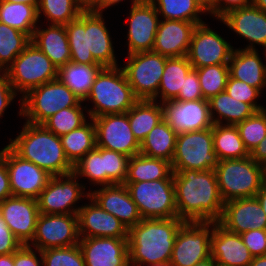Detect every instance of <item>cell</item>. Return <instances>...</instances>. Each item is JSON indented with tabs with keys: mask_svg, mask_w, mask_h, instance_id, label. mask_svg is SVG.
<instances>
[{
	"mask_svg": "<svg viewBox=\"0 0 266 266\" xmlns=\"http://www.w3.org/2000/svg\"><path fill=\"white\" fill-rule=\"evenodd\" d=\"M212 233L213 222H184L177 231L170 265L194 266L211 257Z\"/></svg>",
	"mask_w": 266,
	"mask_h": 266,
	"instance_id": "cell-11",
	"label": "cell"
},
{
	"mask_svg": "<svg viewBox=\"0 0 266 266\" xmlns=\"http://www.w3.org/2000/svg\"><path fill=\"white\" fill-rule=\"evenodd\" d=\"M249 266H266V255L253 257Z\"/></svg>",
	"mask_w": 266,
	"mask_h": 266,
	"instance_id": "cell-62",
	"label": "cell"
},
{
	"mask_svg": "<svg viewBox=\"0 0 266 266\" xmlns=\"http://www.w3.org/2000/svg\"><path fill=\"white\" fill-rule=\"evenodd\" d=\"M173 174L171 162L136 154L129 158L124 182H143L168 179Z\"/></svg>",
	"mask_w": 266,
	"mask_h": 266,
	"instance_id": "cell-32",
	"label": "cell"
},
{
	"mask_svg": "<svg viewBox=\"0 0 266 266\" xmlns=\"http://www.w3.org/2000/svg\"><path fill=\"white\" fill-rule=\"evenodd\" d=\"M244 147L250 154L253 149L266 137V109L256 111L236 125Z\"/></svg>",
	"mask_w": 266,
	"mask_h": 266,
	"instance_id": "cell-45",
	"label": "cell"
},
{
	"mask_svg": "<svg viewBox=\"0 0 266 266\" xmlns=\"http://www.w3.org/2000/svg\"><path fill=\"white\" fill-rule=\"evenodd\" d=\"M78 214H39L35 236L29 245L43 251L48 248L79 244Z\"/></svg>",
	"mask_w": 266,
	"mask_h": 266,
	"instance_id": "cell-14",
	"label": "cell"
},
{
	"mask_svg": "<svg viewBox=\"0 0 266 266\" xmlns=\"http://www.w3.org/2000/svg\"><path fill=\"white\" fill-rule=\"evenodd\" d=\"M130 128L139 144L163 120L162 104L153 100H138L128 111Z\"/></svg>",
	"mask_w": 266,
	"mask_h": 266,
	"instance_id": "cell-33",
	"label": "cell"
},
{
	"mask_svg": "<svg viewBox=\"0 0 266 266\" xmlns=\"http://www.w3.org/2000/svg\"><path fill=\"white\" fill-rule=\"evenodd\" d=\"M85 197L91 198L103 210L119 219L127 229L143 219L124 184L102 186L98 190L89 191Z\"/></svg>",
	"mask_w": 266,
	"mask_h": 266,
	"instance_id": "cell-23",
	"label": "cell"
},
{
	"mask_svg": "<svg viewBox=\"0 0 266 266\" xmlns=\"http://www.w3.org/2000/svg\"><path fill=\"white\" fill-rule=\"evenodd\" d=\"M194 266H218L215 260L212 257H209L208 259L196 263Z\"/></svg>",
	"mask_w": 266,
	"mask_h": 266,
	"instance_id": "cell-64",
	"label": "cell"
},
{
	"mask_svg": "<svg viewBox=\"0 0 266 266\" xmlns=\"http://www.w3.org/2000/svg\"><path fill=\"white\" fill-rule=\"evenodd\" d=\"M71 62L118 66L110 34L102 13L84 10L77 19L65 25Z\"/></svg>",
	"mask_w": 266,
	"mask_h": 266,
	"instance_id": "cell-2",
	"label": "cell"
},
{
	"mask_svg": "<svg viewBox=\"0 0 266 266\" xmlns=\"http://www.w3.org/2000/svg\"><path fill=\"white\" fill-rule=\"evenodd\" d=\"M5 163L12 196L37 199L52 177L46 170L22 159L8 145L5 146Z\"/></svg>",
	"mask_w": 266,
	"mask_h": 266,
	"instance_id": "cell-16",
	"label": "cell"
},
{
	"mask_svg": "<svg viewBox=\"0 0 266 266\" xmlns=\"http://www.w3.org/2000/svg\"><path fill=\"white\" fill-rule=\"evenodd\" d=\"M225 91L234 99L250 104L256 111L266 109L256 102V98L259 97L261 92L257 88L249 86L246 82L229 76Z\"/></svg>",
	"mask_w": 266,
	"mask_h": 266,
	"instance_id": "cell-48",
	"label": "cell"
},
{
	"mask_svg": "<svg viewBox=\"0 0 266 266\" xmlns=\"http://www.w3.org/2000/svg\"><path fill=\"white\" fill-rule=\"evenodd\" d=\"M103 68L100 64L67 62L58 68L57 78L66 85L81 102L86 101L96 76Z\"/></svg>",
	"mask_w": 266,
	"mask_h": 266,
	"instance_id": "cell-30",
	"label": "cell"
},
{
	"mask_svg": "<svg viewBox=\"0 0 266 266\" xmlns=\"http://www.w3.org/2000/svg\"><path fill=\"white\" fill-rule=\"evenodd\" d=\"M79 237L128 238L127 227L90 198L78 212Z\"/></svg>",
	"mask_w": 266,
	"mask_h": 266,
	"instance_id": "cell-25",
	"label": "cell"
},
{
	"mask_svg": "<svg viewBox=\"0 0 266 266\" xmlns=\"http://www.w3.org/2000/svg\"><path fill=\"white\" fill-rule=\"evenodd\" d=\"M0 266H14V253L0 255Z\"/></svg>",
	"mask_w": 266,
	"mask_h": 266,
	"instance_id": "cell-61",
	"label": "cell"
},
{
	"mask_svg": "<svg viewBox=\"0 0 266 266\" xmlns=\"http://www.w3.org/2000/svg\"><path fill=\"white\" fill-rule=\"evenodd\" d=\"M204 99L196 69H191L185 77L183 89L175 98L177 101H194Z\"/></svg>",
	"mask_w": 266,
	"mask_h": 266,
	"instance_id": "cell-50",
	"label": "cell"
},
{
	"mask_svg": "<svg viewBox=\"0 0 266 266\" xmlns=\"http://www.w3.org/2000/svg\"><path fill=\"white\" fill-rule=\"evenodd\" d=\"M161 104L163 119L177 135L209 129L213 126L208 100L177 101L173 99Z\"/></svg>",
	"mask_w": 266,
	"mask_h": 266,
	"instance_id": "cell-18",
	"label": "cell"
},
{
	"mask_svg": "<svg viewBox=\"0 0 266 266\" xmlns=\"http://www.w3.org/2000/svg\"><path fill=\"white\" fill-rule=\"evenodd\" d=\"M228 67L230 77L246 82L260 92L266 87V64H263L257 49L233 50Z\"/></svg>",
	"mask_w": 266,
	"mask_h": 266,
	"instance_id": "cell-28",
	"label": "cell"
},
{
	"mask_svg": "<svg viewBox=\"0 0 266 266\" xmlns=\"http://www.w3.org/2000/svg\"><path fill=\"white\" fill-rule=\"evenodd\" d=\"M5 72L16 93L24 96L33 88L57 79L58 68L30 42Z\"/></svg>",
	"mask_w": 266,
	"mask_h": 266,
	"instance_id": "cell-8",
	"label": "cell"
},
{
	"mask_svg": "<svg viewBox=\"0 0 266 266\" xmlns=\"http://www.w3.org/2000/svg\"><path fill=\"white\" fill-rule=\"evenodd\" d=\"M164 20L205 23L199 14L206 13L195 0H149ZM199 13V14H198Z\"/></svg>",
	"mask_w": 266,
	"mask_h": 266,
	"instance_id": "cell-39",
	"label": "cell"
},
{
	"mask_svg": "<svg viewBox=\"0 0 266 266\" xmlns=\"http://www.w3.org/2000/svg\"><path fill=\"white\" fill-rule=\"evenodd\" d=\"M210 250L218 266H249L253 260L240 234L226 230L218 222H213Z\"/></svg>",
	"mask_w": 266,
	"mask_h": 266,
	"instance_id": "cell-27",
	"label": "cell"
},
{
	"mask_svg": "<svg viewBox=\"0 0 266 266\" xmlns=\"http://www.w3.org/2000/svg\"><path fill=\"white\" fill-rule=\"evenodd\" d=\"M86 100L94 103V108L87 110L89 118H94L126 113L139 99L129 85L123 68L115 66L100 70Z\"/></svg>",
	"mask_w": 266,
	"mask_h": 266,
	"instance_id": "cell-5",
	"label": "cell"
},
{
	"mask_svg": "<svg viewBox=\"0 0 266 266\" xmlns=\"http://www.w3.org/2000/svg\"><path fill=\"white\" fill-rule=\"evenodd\" d=\"M240 236L253 257L266 255V229L248 230Z\"/></svg>",
	"mask_w": 266,
	"mask_h": 266,
	"instance_id": "cell-49",
	"label": "cell"
},
{
	"mask_svg": "<svg viewBox=\"0 0 266 266\" xmlns=\"http://www.w3.org/2000/svg\"><path fill=\"white\" fill-rule=\"evenodd\" d=\"M81 106L82 104L80 103L78 106L61 109L42 125L59 137L65 135L88 122L83 113L86 106L84 108Z\"/></svg>",
	"mask_w": 266,
	"mask_h": 266,
	"instance_id": "cell-43",
	"label": "cell"
},
{
	"mask_svg": "<svg viewBox=\"0 0 266 266\" xmlns=\"http://www.w3.org/2000/svg\"><path fill=\"white\" fill-rule=\"evenodd\" d=\"M31 42V38L0 22V71H5Z\"/></svg>",
	"mask_w": 266,
	"mask_h": 266,
	"instance_id": "cell-40",
	"label": "cell"
},
{
	"mask_svg": "<svg viewBox=\"0 0 266 266\" xmlns=\"http://www.w3.org/2000/svg\"><path fill=\"white\" fill-rule=\"evenodd\" d=\"M85 123L81 127L60 136L65 155L74 166L86 153L96 148V130L94 122Z\"/></svg>",
	"mask_w": 266,
	"mask_h": 266,
	"instance_id": "cell-37",
	"label": "cell"
},
{
	"mask_svg": "<svg viewBox=\"0 0 266 266\" xmlns=\"http://www.w3.org/2000/svg\"><path fill=\"white\" fill-rule=\"evenodd\" d=\"M213 146L219 160L240 159L249 156L238 128L233 125L213 124Z\"/></svg>",
	"mask_w": 266,
	"mask_h": 266,
	"instance_id": "cell-38",
	"label": "cell"
},
{
	"mask_svg": "<svg viewBox=\"0 0 266 266\" xmlns=\"http://www.w3.org/2000/svg\"><path fill=\"white\" fill-rule=\"evenodd\" d=\"M197 25L182 20H160L152 51L167 58L187 56Z\"/></svg>",
	"mask_w": 266,
	"mask_h": 266,
	"instance_id": "cell-26",
	"label": "cell"
},
{
	"mask_svg": "<svg viewBox=\"0 0 266 266\" xmlns=\"http://www.w3.org/2000/svg\"><path fill=\"white\" fill-rule=\"evenodd\" d=\"M252 4L266 12V0H252Z\"/></svg>",
	"mask_w": 266,
	"mask_h": 266,
	"instance_id": "cell-65",
	"label": "cell"
},
{
	"mask_svg": "<svg viewBox=\"0 0 266 266\" xmlns=\"http://www.w3.org/2000/svg\"><path fill=\"white\" fill-rule=\"evenodd\" d=\"M77 177H87L94 185L105 186L103 148L96 147L82 157L73 167Z\"/></svg>",
	"mask_w": 266,
	"mask_h": 266,
	"instance_id": "cell-44",
	"label": "cell"
},
{
	"mask_svg": "<svg viewBox=\"0 0 266 266\" xmlns=\"http://www.w3.org/2000/svg\"><path fill=\"white\" fill-rule=\"evenodd\" d=\"M128 29V55L152 51L159 25V14L149 0L131 6Z\"/></svg>",
	"mask_w": 266,
	"mask_h": 266,
	"instance_id": "cell-20",
	"label": "cell"
},
{
	"mask_svg": "<svg viewBox=\"0 0 266 266\" xmlns=\"http://www.w3.org/2000/svg\"><path fill=\"white\" fill-rule=\"evenodd\" d=\"M38 9L25 3L0 0V22L32 38L38 22Z\"/></svg>",
	"mask_w": 266,
	"mask_h": 266,
	"instance_id": "cell-36",
	"label": "cell"
},
{
	"mask_svg": "<svg viewBox=\"0 0 266 266\" xmlns=\"http://www.w3.org/2000/svg\"><path fill=\"white\" fill-rule=\"evenodd\" d=\"M166 60L167 57L153 51L128 55L122 68L139 100H152L157 95Z\"/></svg>",
	"mask_w": 266,
	"mask_h": 266,
	"instance_id": "cell-12",
	"label": "cell"
},
{
	"mask_svg": "<svg viewBox=\"0 0 266 266\" xmlns=\"http://www.w3.org/2000/svg\"><path fill=\"white\" fill-rule=\"evenodd\" d=\"M41 255L42 266H85L79 244L69 247L48 248L41 251Z\"/></svg>",
	"mask_w": 266,
	"mask_h": 266,
	"instance_id": "cell-46",
	"label": "cell"
},
{
	"mask_svg": "<svg viewBox=\"0 0 266 266\" xmlns=\"http://www.w3.org/2000/svg\"><path fill=\"white\" fill-rule=\"evenodd\" d=\"M177 133L163 119L140 144V154L172 162Z\"/></svg>",
	"mask_w": 266,
	"mask_h": 266,
	"instance_id": "cell-34",
	"label": "cell"
},
{
	"mask_svg": "<svg viewBox=\"0 0 266 266\" xmlns=\"http://www.w3.org/2000/svg\"><path fill=\"white\" fill-rule=\"evenodd\" d=\"M249 156L266 168V137L253 149Z\"/></svg>",
	"mask_w": 266,
	"mask_h": 266,
	"instance_id": "cell-56",
	"label": "cell"
},
{
	"mask_svg": "<svg viewBox=\"0 0 266 266\" xmlns=\"http://www.w3.org/2000/svg\"><path fill=\"white\" fill-rule=\"evenodd\" d=\"M12 196L9 174L5 163V147L0 151V202Z\"/></svg>",
	"mask_w": 266,
	"mask_h": 266,
	"instance_id": "cell-55",
	"label": "cell"
},
{
	"mask_svg": "<svg viewBox=\"0 0 266 266\" xmlns=\"http://www.w3.org/2000/svg\"><path fill=\"white\" fill-rule=\"evenodd\" d=\"M21 246V242L13 235L0 212V255L12 254Z\"/></svg>",
	"mask_w": 266,
	"mask_h": 266,
	"instance_id": "cell-51",
	"label": "cell"
},
{
	"mask_svg": "<svg viewBox=\"0 0 266 266\" xmlns=\"http://www.w3.org/2000/svg\"><path fill=\"white\" fill-rule=\"evenodd\" d=\"M8 146L22 159L30 161L52 176L73 172L60 137L47 130L43 125L26 122L15 139Z\"/></svg>",
	"mask_w": 266,
	"mask_h": 266,
	"instance_id": "cell-4",
	"label": "cell"
},
{
	"mask_svg": "<svg viewBox=\"0 0 266 266\" xmlns=\"http://www.w3.org/2000/svg\"><path fill=\"white\" fill-rule=\"evenodd\" d=\"M96 130V147L116 151L129 158L140 153V144L130 128L128 112L92 118Z\"/></svg>",
	"mask_w": 266,
	"mask_h": 266,
	"instance_id": "cell-15",
	"label": "cell"
},
{
	"mask_svg": "<svg viewBox=\"0 0 266 266\" xmlns=\"http://www.w3.org/2000/svg\"><path fill=\"white\" fill-rule=\"evenodd\" d=\"M255 197L260 202L262 209H263L264 213L266 214V181L263 183L262 187L257 192Z\"/></svg>",
	"mask_w": 266,
	"mask_h": 266,
	"instance_id": "cell-59",
	"label": "cell"
},
{
	"mask_svg": "<svg viewBox=\"0 0 266 266\" xmlns=\"http://www.w3.org/2000/svg\"><path fill=\"white\" fill-rule=\"evenodd\" d=\"M77 178L73 172L52 176L36 199L39 212L41 214H78L81 207L75 208L74 205L82 199V196L84 197L85 193L82 190H85V186L80 185Z\"/></svg>",
	"mask_w": 266,
	"mask_h": 266,
	"instance_id": "cell-13",
	"label": "cell"
},
{
	"mask_svg": "<svg viewBox=\"0 0 266 266\" xmlns=\"http://www.w3.org/2000/svg\"><path fill=\"white\" fill-rule=\"evenodd\" d=\"M183 223L178 217L151 218L128 229L130 266L170 263L177 231Z\"/></svg>",
	"mask_w": 266,
	"mask_h": 266,
	"instance_id": "cell-3",
	"label": "cell"
},
{
	"mask_svg": "<svg viewBox=\"0 0 266 266\" xmlns=\"http://www.w3.org/2000/svg\"><path fill=\"white\" fill-rule=\"evenodd\" d=\"M85 266H130L128 238H80Z\"/></svg>",
	"mask_w": 266,
	"mask_h": 266,
	"instance_id": "cell-22",
	"label": "cell"
},
{
	"mask_svg": "<svg viewBox=\"0 0 266 266\" xmlns=\"http://www.w3.org/2000/svg\"><path fill=\"white\" fill-rule=\"evenodd\" d=\"M191 69L187 56L167 58L157 95L152 100L157 101L158 97L162 102L175 99L183 89L185 77Z\"/></svg>",
	"mask_w": 266,
	"mask_h": 266,
	"instance_id": "cell-35",
	"label": "cell"
},
{
	"mask_svg": "<svg viewBox=\"0 0 266 266\" xmlns=\"http://www.w3.org/2000/svg\"><path fill=\"white\" fill-rule=\"evenodd\" d=\"M84 10L77 0H40L38 18L46 16L51 25H66L79 17Z\"/></svg>",
	"mask_w": 266,
	"mask_h": 266,
	"instance_id": "cell-41",
	"label": "cell"
},
{
	"mask_svg": "<svg viewBox=\"0 0 266 266\" xmlns=\"http://www.w3.org/2000/svg\"><path fill=\"white\" fill-rule=\"evenodd\" d=\"M0 212L13 235L22 245H29L35 236L40 214L37 200L10 196L0 202Z\"/></svg>",
	"mask_w": 266,
	"mask_h": 266,
	"instance_id": "cell-19",
	"label": "cell"
},
{
	"mask_svg": "<svg viewBox=\"0 0 266 266\" xmlns=\"http://www.w3.org/2000/svg\"><path fill=\"white\" fill-rule=\"evenodd\" d=\"M34 43L57 67L71 61V52L64 25H50L45 29L36 27L31 38Z\"/></svg>",
	"mask_w": 266,
	"mask_h": 266,
	"instance_id": "cell-29",
	"label": "cell"
},
{
	"mask_svg": "<svg viewBox=\"0 0 266 266\" xmlns=\"http://www.w3.org/2000/svg\"><path fill=\"white\" fill-rule=\"evenodd\" d=\"M102 0H77L83 10H93Z\"/></svg>",
	"mask_w": 266,
	"mask_h": 266,
	"instance_id": "cell-60",
	"label": "cell"
},
{
	"mask_svg": "<svg viewBox=\"0 0 266 266\" xmlns=\"http://www.w3.org/2000/svg\"><path fill=\"white\" fill-rule=\"evenodd\" d=\"M218 223L232 233L241 234L248 230L266 229V214L256 197L237 198L224 202Z\"/></svg>",
	"mask_w": 266,
	"mask_h": 266,
	"instance_id": "cell-21",
	"label": "cell"
},
{
	"mask_svg": "<svg viewBox=\"0 0 266 266\" xmlns=\"http://www.w3.org/2000/svg\"><path fill=\"white\" fill-rule=\"evenodd\" d=\"M3 1H8V2H11V3H14V2L20 3V2H22V3L28 4V5H33L37 9H38L39 3H40V0H3Z\"/></svg>",
	"mask_w": 266,
	"mask_h": 266,
	"instance_id": "cell-63",
	"label": "cell"
},
{
	"mask_svg": "<svg viewBox=\"0 0 266 266\" xmlns=\"http://www.w3.org/2000/svg\"><path fill=\"white\" fill-rule=\"evenodd\" d=\"M149 266H171L170 263L150 264Z\"/></svg>",
	"mask_w": 266,
	"mask_h": 266,
	"instance_id": "cell-66",
	"label": "cell"
},
{
	"mask_svg": "<svg viewBox=\"0 0 266 266\" xmlns=\"http://www.w3.org/2000/svg\"><path fill=\"white\" fill-rule=\"evenodd\" d=\"M234 47L202 23L195 28L187 54L193 69L228 64Z\"/></svg>",
	"mask_w": 266,
	"mask_h": 266,
	"instance_id": "cell-17",
	"label": "cell"
},
{
	"mask_svg": "<svg viewBox=\"0 0 266 266\" xmlns=\"http://www.w3.org/2000/svg\"><path fill=\"white\" fill-rule=\"evenodd\" d=\"M173 181L179 219L184 222H218L221 219L224 201L214 169L173 172Z\"/></svg>",
	"mask_w": 266,
	"mask_h": 266,
	"instance_id": "cell-1",
	"label": "cell"
},
{
	"mask_svg": "<svg viewBox=\"0 0 266 266\" xmlns=\"http://www.w3.org/2000/svg\"><path fill=\"white\" fill-rule=\"evenodd\" d=\"M224 202L237 198H252L266 181V168L250 156L219 160L214 169Z\"/></svg>",
	"mask_w": 266,
	"mask_h": 266,
	"instance_id": "cell-6",
	"label": "cell"
},
{
	"mask_svg": "<svg viewBox=\"0 0 266 266\" xmlns=\"http://www.w3.org/2000/svg\"><path fill=\"white\" fill-rule=\"evenodd\" d=\"M219 163L213 146V126L209 129L177 135L171 166L173 172L180 170H211Z\"/></svg>",
	"mask_w": 266,
	"mask_h": 266,
	"instance_id": "cell-10",
	"label": "cell"
},
{
	"mask_svg": "<svg viewBox=\"0 0 266 266\" xmlns=\"http://www.w3.org/2000/svg\"><path fill=\"white\" fill-rule=\"evenodd\" d=\"M143 219L178 217L173 174L168 179L124 182Z\"/></svg>",
	"mask_w": 266,
	"mask_h": 266,
	"instance_id": "cell-9",
	"label": "cell"
},
{
	"mask_svg": "<svg viewBox=\"0 0 266 266\" xmlns=\"http://www.w3.org/2000/svg\"><path fill=\"white\" fill-rule=\"evenodd\" d=\"M208 101L213 124L223 125L225 119L227 123L224 125L236 126L256 112L250 104L234 99L226 91L220 92Z\"/></svg>",
	"mask_w": 266,
	"mask_h": 266,
	"instance_id": "cell-31",
	"label": "cell"
},
{
	"mask_svg": "<svg viewBox=\"0 0 266 266\" xmlns=\"http://www.w3.org/2000/svg\"><path fill=\"white\" fill-rule=\"evenodd\" d=\"M201 91L205 100H210L225 91L229 78L228 64H218L196 69Z\"/></svg>",
	"mask_w": 266,
	"mask_h": 266,
	"instance_id": "cell-42",
	"label": "cell"
},
{
	"mask_svg": "<svg viewBox=\"0 0 266 266\" xmlns=\"http://www.w3.org/2000/svg\"><path fill=\"white\" fill-rule=\"evenodd\" d=\"M129 157L103 148L105 186L124 184Z\"/></svg>",
	"mask_w": 266,
	"mask_h": 266,
	"instance_id": "cell-47",
	"label": "cell"
},
{
	"mask_svg": "<svg viewBox=\"0 0 266 266\" xmlns=\"http://www.w3.org/2000/svg\"><path fill=\"white\" fill-rule=\"evenodd\" d=\"M122 2L123 0H102L92 11L103 13L102 11L110 6L115 5L116 3ZM132 5L140 3L144 0H131Z\"/></svg>",
	"mask_w": 266,
	"mask_h": 266,
	"instance_id": "cell-57",
	"label": "cell"
},
{
	"mask_svg": "<svg viewBox=\"0 0 266 266\" xmlns=\"http://www.w3.org/2000/svg\"><path fill=\"white\" fill-rule=\"evenodd\" d=\"M0 118L5 109L11 104L17 93L8 80L5 71H0Z\"/></svg>",
	"mask_w": 266,
	"mask_h": 266,
	"instance_id": "cell-53",
	"label": "cell"
},
{
	"mask_svg": "<svg viewBox=\"0 0 266 266\" xmlns=\"http://www.w3.org/2000/svg\"><path fill=\"white\" fill-rule=\"evenodd\" d=\"M227 27L249 41L246 50H256L255 44L266 51V12L253 4L233 9L221 19Z\"/></svg>",
	"mask_w": 266,
	"mask_h": 266,
	"instance_id": "cell-24",
	"label": "cell"
},
{
	"mask_svg": "<svg viewBox=\"0 0 266 266\" xmlns=\"http://www.w3.org/2000/svg\"><path fill=\"white\" fill-rule=\"evenodd\" d=\"M252 4V0H215L214 17L221 19L229 11Z\"/></svg>",
	"mask_w": 266,
	"mask_h": 266,
	"instance_id": "cell-54",
	"label": "cell"
},
{
	"mask_svg": "<svg viewBox=\"0 0 266 266\" xmlns=\"http://www.w3.org/2000/svg\"><path fill=\"white\" fill-rule=\"evenodd\" d=\"M198 5L207 13L214 17V2L215 0H195Z\"/></svg>",
	"mask_w": 266,
	"mask_h": 266,
	"instance_id": "cell-58",
	"label": "cell"
},
{
	"mask_svg": "<svg viewBox=\"0 0 266 266\" xmlns=\"http://www.w3.org/2000/svg\"><path fill=\"white\" fill-rule=\"evenodd\" d=\"M21 99L19 115L36 125H42L61 109L82 103L58 78L33 88Z\"/></svg>",
	"mask_w": 266,
	"mask_h": 266,
	"instance_id": "cell-7",
	"label": "cell"
},
{
	"mask_svg": "<svg viewBox=\"0 0 266 266\" xmlns=\"http://www.w3.org/2000/svg\"><path fill=\"white\" fill-rule=\"evenodd\" d=\"M35 250L39 253V258L37 257ZM35 250L32 249L31 245H22L18 250L14 252V266L43 265L41 251L37 249Z\"/></svg>",
	"mask_w": 266,
	"mask_h": 266,
	"instance_id": "cell-52",
	"label": "cell"
}]
</instances>
